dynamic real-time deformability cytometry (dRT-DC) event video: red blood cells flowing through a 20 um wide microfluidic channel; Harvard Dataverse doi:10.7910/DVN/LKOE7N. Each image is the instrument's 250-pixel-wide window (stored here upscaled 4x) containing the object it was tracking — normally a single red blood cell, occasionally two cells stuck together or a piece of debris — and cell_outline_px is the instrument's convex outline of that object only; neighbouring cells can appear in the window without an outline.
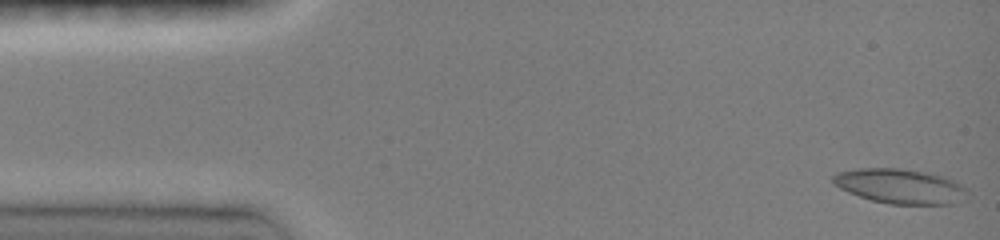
{"species": "common noctule bat (a hibernating species)", "species_latin": "Nyctalus noctula", "temperature_condition": "room temperature", "stored_images_in_passage": 9, "camera_frame_rate_fps": 3000, "um_per_image_px": 0.085, "animal": {"sex": "female", "body_mass_g": 19.0, "forearm_length_mm": 51.5}, "frame": {"image": 1, "passage_image": 1, "time_ms": 0.0, "image_size_px": [1000, 240], "cell_outline_px": [[968, 200], [956, 204], [888, 204], [872, 200], [848, 192], [840, 188], [832, 180], [832, 176], [836, 172], [860, 168], [900, 168], [948, 176], [956, 180], [968, 188]], "centroid_in_image_um": [76.63, 15.83], "position_along_channel_um": 8.4, "area_um2": 27.74}}
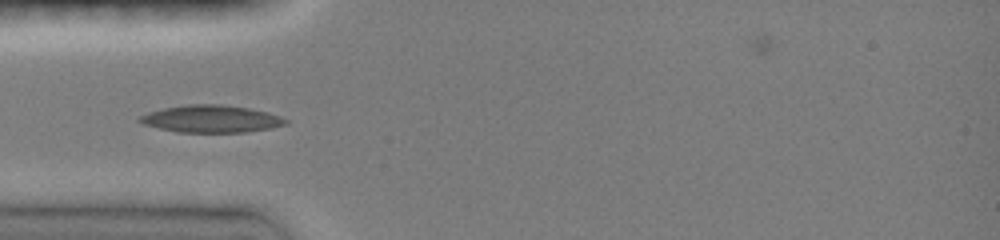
{"frame": {"image": 2, "passage_image": 6, "time_ms": 4.333, "image_size_px": [1000, 240], "cell_outline_px": [[288, 124], [272, 128], [244, 132], [176, 132], [144, 124], [136, 120], [140, 116], [148, 112], [164, 108], [188, 104], [220, 104], [248, 108], [268, 112], [280, 116], [288, 120]], "centroid_in_image_um": [17.97, 10.1], "position_along_channel_um": 67.0, "area_um2": 23.18}}
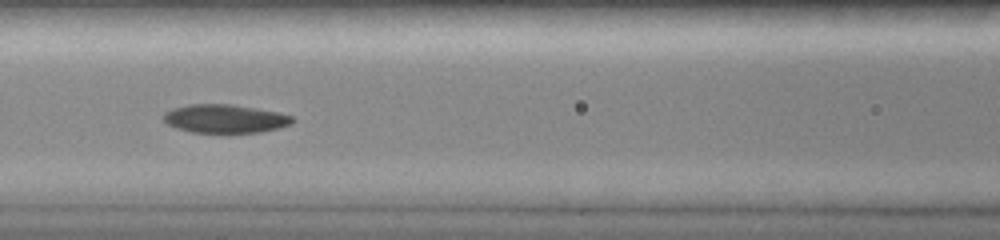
{"frame": {"image": 3, "passage_image": 8, "time_ms": 6.333, "image_size_px": [1000, 240], "cell_outline_px": [[296, 120], [292, 124], [260, 132], [192, 132], [176, 128], [168, 124], [164, 120], [164, 112], [172, 108], [188, 104], [232, 104], [280, 112], [292, 116]], "centroid_in_image_um": [19.14, 10.07], "position_along_channel_um": 147.5, "area_um2": 21.39}}